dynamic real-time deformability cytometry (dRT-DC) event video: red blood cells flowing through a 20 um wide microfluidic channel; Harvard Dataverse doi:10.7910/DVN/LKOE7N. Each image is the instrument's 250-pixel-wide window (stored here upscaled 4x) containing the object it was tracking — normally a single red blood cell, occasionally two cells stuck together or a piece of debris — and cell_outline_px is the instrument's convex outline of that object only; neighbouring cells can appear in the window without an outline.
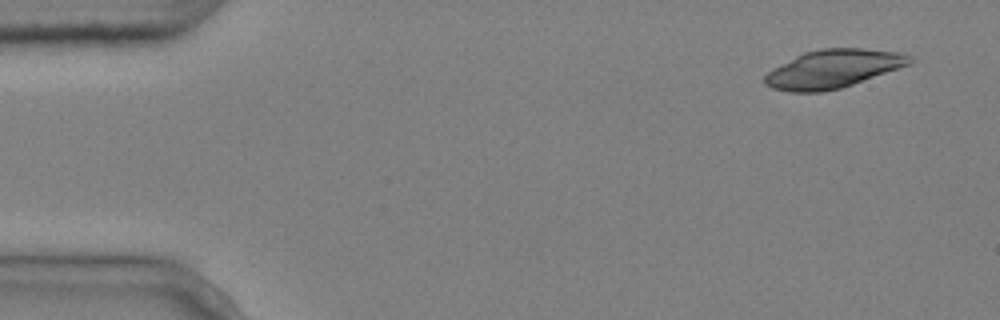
{"species": "common noctule bat (a hibernating species)", "species_latin": "Nyctalus noctula", "temperature_condition": "cold", "stored_images_in_passage": 4, "camera_frame_rate_fps": 3000, "um_per_image_px": 0.085, "animal": {"sex": "male", "body_mass_g": 20.4}, "frame": {"image": 1, "passage_image": 1, "time_ms": 0.0, "image_size_px": [1000, 320], "cell_outline_px": [[916, 60], [912, 64], [840, 88], [820, 92], [788, 92], [772, 88], [764, 84], [764, 76], [768, 72], [796, 56], [804, 52], [820, 48], [860, 48], [896, 52], [912, 56]], "centroid_in_image_um": [70.83, 5.85], "position_along_channel_um": 14.2, "area_um2": 32.19}}